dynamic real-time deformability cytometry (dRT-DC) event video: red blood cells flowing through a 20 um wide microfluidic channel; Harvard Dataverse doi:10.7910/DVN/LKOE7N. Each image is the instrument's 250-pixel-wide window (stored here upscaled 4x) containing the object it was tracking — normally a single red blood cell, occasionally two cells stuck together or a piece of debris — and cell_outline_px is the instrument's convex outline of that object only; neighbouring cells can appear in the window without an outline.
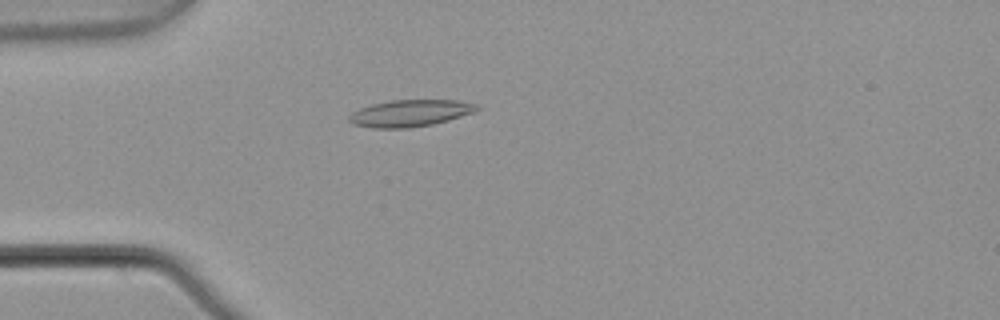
{"species": "common noctule bat (a hibernating species)", "species_latin": "Nyctalus noctula", "temperature_condition": "warm", "stored_images_in_passage": 4, "camera_frame_rate_fps": 3000, "um_per_image_px": 0.085, "animal": {"sex": "male", "body_mass_g": 21.5, "forearm_length_mm": 52.0}, "frame": {"image": 1, "passage_image": 4, "time_ms": 1.0, "image_size_px": [1000, 320], "cell_outline_px": [[480, 108], [476, 112], [448, 120], [432, 124], [408, 128], [372, 128], [352, 124], [348, 120], [348, 116], [352, 112], [360, 108], [372, 104], [392, 100], [456, 100], [476, 104]], "centroid_in_image_um": [34.85, 9.62], "position_along_channel_um": 50.2, "area_um2": 20.0}}